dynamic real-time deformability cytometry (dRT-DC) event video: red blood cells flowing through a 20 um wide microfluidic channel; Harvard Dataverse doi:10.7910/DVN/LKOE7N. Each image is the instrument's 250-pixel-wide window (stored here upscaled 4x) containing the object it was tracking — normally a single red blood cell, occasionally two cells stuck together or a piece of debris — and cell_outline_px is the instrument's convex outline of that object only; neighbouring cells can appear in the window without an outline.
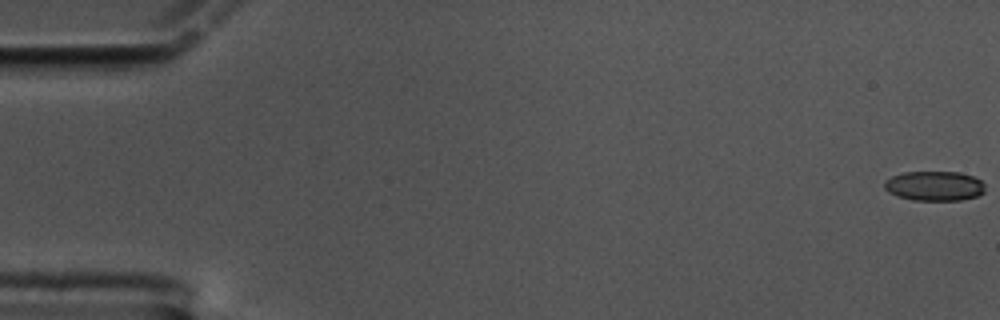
{"species": "common noctule bat (a hibernating species)", "species_latin": "Nyctalus noctula", "temperature_condition": "cold", "stored_images_in_passage": 16, "camera_frame_rate_fps": 3000, "um_per_image_px": 0.085, "animal": {"sex": "male", "body_mass_g": 17.5, "forearm_length_mm": 52.3}, "frame": {"image": 1, "passage_image": 1, "time_ms": 0.0, "image_size_px": [1000, 320], "cell_outline_px": [[984, 192], [976, 196], [960, 200], [912, 200], [896, 196], [888, 192], [884, 188], [884, 180], [892, 176], [904, 172], [960, 172], [972, 176], [980, 180], [984, 184]], "centroid_in_image_um": [79.39, 15.8], "position_along_channel_um": 5.6, "area_um2": 17.46}}